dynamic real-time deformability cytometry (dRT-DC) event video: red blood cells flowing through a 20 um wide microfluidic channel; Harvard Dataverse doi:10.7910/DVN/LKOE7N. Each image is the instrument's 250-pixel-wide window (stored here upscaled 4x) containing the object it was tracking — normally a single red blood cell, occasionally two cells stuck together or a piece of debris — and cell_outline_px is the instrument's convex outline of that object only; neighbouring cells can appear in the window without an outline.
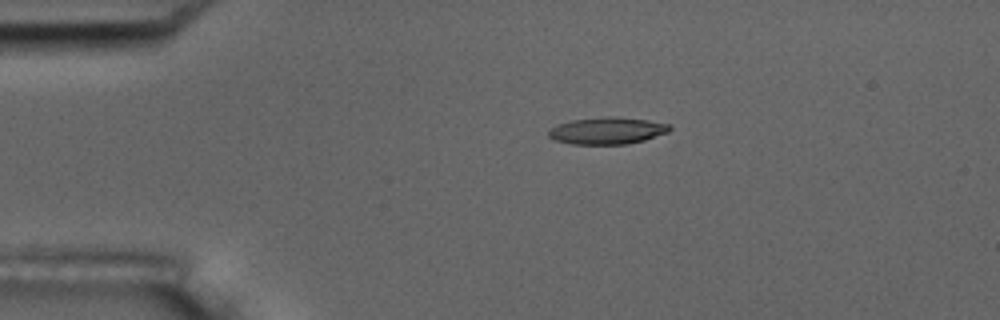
{"species": "common noctule bat (a hibernating species)", "species_latin": "Nyctalus noctula", "temperature_condition": "room temperature", "stored_images_in_passage": 3, "camera_frame_rate_fps": 3000, "um_per_image_px": 0.085, "animal": {"sex": "male", "body_mass_g": 17.5, "forearm_length_mm": 52.3}, "frame": {"image": 1, "passage_image": 1, "time_ms": 0.0, "image_size_px": [1000, 320], "cell_outline_px": [[672, 128], [668, 132], [644, 140], [628, 144], [572, 144], [556, 140], [548, 136], [548, 132], [556, 124], [572, 120], [608, 116], [616, 116], [648, 120], [672, 124]], "centroid_in_image_um": [51.65, 11.1], "position_along_channel_um": 33.4, "area_um2": 19.07}}
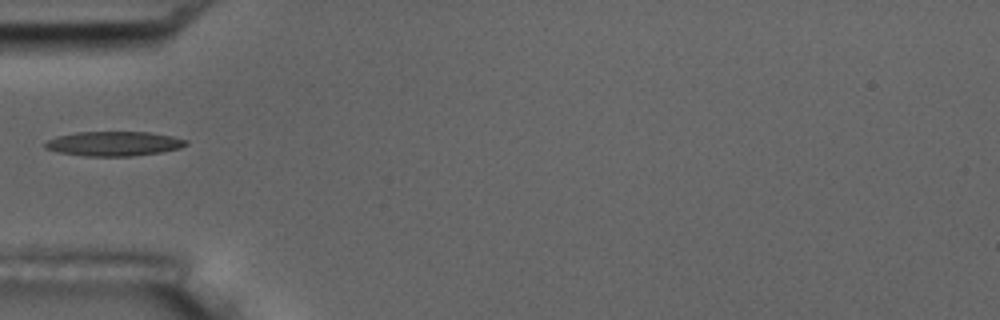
{"frame": {"image": 2, "passage_image": 3, "time_ms": 2.333, "image_size_px": [1000, 320], "cell_outline_px": [[188, 144], [180, 148], [160, 152], [132, 156], [88, 156], [56, 152], [44, 148], [44, 144], [48, 140], [56, 136], [76, 132], [148, 132], [172, 136], [188, 140]], "centroid_in_image_um": [9.66, 12.21], "position_along_channel_um": 75.3, "area_um2": 20.17}}